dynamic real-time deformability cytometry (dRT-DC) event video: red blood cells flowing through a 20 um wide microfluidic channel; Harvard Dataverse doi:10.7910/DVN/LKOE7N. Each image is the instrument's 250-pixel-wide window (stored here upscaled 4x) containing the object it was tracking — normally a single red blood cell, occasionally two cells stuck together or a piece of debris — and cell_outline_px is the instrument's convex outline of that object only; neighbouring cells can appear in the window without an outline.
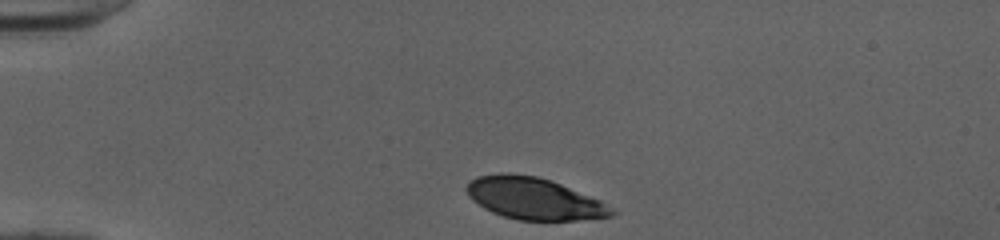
{"species": "human", "species_latin": "Homo sapiens", "temperature_condition": "cold", "stored_images_in_passage": 32, "camera_frame_rate_fps": 3000, "um_per_image_px": 0.085, "donor": {"sex": "female"}, "frame": {"image": 1, "passage_image": 1, "time_ms": 0.0, "image_size_px": [1000, 240], "cell_outline_px": [[616, 212], [612, 216], [576, 220], [516, 220], [492, 212], [484, 208], [472, 200], [468, 196], [464, 188], [468, 180], [476, 176], [500, 172], [536, 176], [560, 184], [600, 200], [616, 208]], "centroid_in_image_um": [45.35, 16.87], "position_along_channel_um": 39.7, "area_um2": 35.49}}
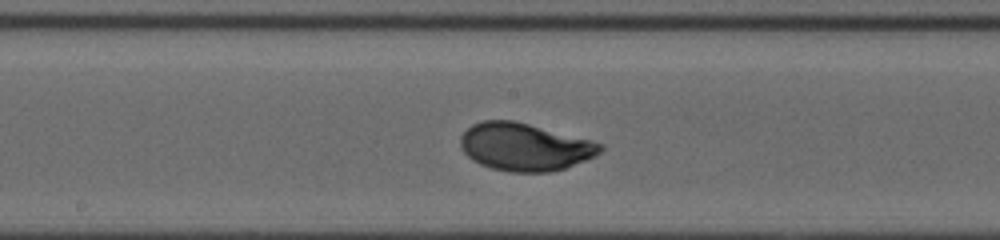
{"frame": {"image": 2, "passage_image": 17, "time_ms": 5.333, "image_size_px": [1000, 240], "cell_outline_px": [[604, 148], [596, 156], [564, 168], [552, 172], [508, 172], [492, 168], [480, 164], [472, 160], [464, 152], [460, 144], [460, 136], [472, 124], [484, 120], [512, 120], [528, 124], [604, 144]], "centroid_in_image_um": [44.58, 12.5], "position_along_channel_um": 203.6, "area_um2": 38.55}}
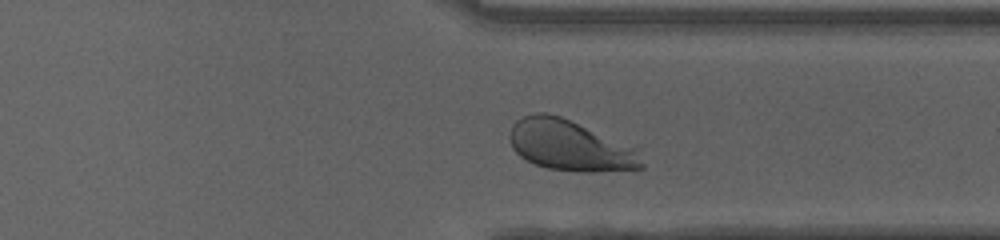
{"frame": {"image": 3, "passage_image": 29, "time_ms": 9.333, "image_size_px": [1000, 240], "cell_outline_px": [[644, 168], [596, 172], [576, 172], [548, 168], [536, 164], [520, 156], [512, 148], [508, 136], [512, 124], [516, 120], [524, 116], [536, 112], [548, 112], [560, 116], [636, 148], [644, 164]], "centroid_in_image_um": [48.42, 12.37], "position_along_channel_um": 363.0, "area_um2": 38.9}, "authors_computed_cell_mechanics": {"area_um2": 38.3214, "velocity_mm_per_s": 3.9741, "shape_relaxation_time_tau1_ms": 2.7495, "shape_relaxation_time_tau2_ms": null, "deformation_change_tau1": 0.1563, "deformation_change_tau2": null}}